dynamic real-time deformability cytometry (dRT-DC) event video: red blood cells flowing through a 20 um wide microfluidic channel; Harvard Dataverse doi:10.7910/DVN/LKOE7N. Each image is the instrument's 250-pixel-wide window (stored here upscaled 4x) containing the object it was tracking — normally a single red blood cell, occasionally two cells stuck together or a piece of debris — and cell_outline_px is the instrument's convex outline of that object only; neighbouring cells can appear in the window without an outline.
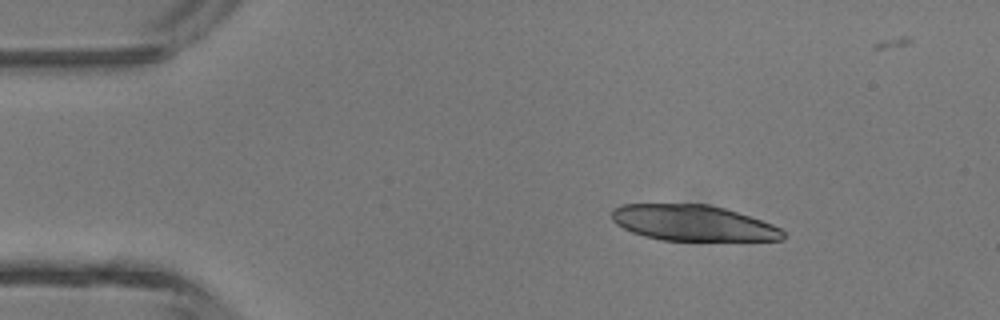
{"species": "common noctule bat (a hibernating species)", "species_latin": "Nyctalus noctula", "temperature_condition": "room temperature", "stored_images_in_passage": 4, "camera_frame_rate_fps": 3000, "um_per_image_px": 0.085, "animal": {"sex": "male", "body_mass_g": 13.3}, "frame": {"image": 1, "passage_image": 1, "time_ms": 0.0, "image_size_px": [1000, 320], "cell_outline_px": [[784, 236], [780, 240], [660, 240], [644, 236], [632, 232], [616, 224], [612, 220], [612, 208], [620, 204], [708, 204], [724, 208], [772, 224], [780, 228], [784, 232]], "centroid_in_image_um": [58.85, 18.94], "position_along_channel_um": 26.2, "area_um2": 35.49}}